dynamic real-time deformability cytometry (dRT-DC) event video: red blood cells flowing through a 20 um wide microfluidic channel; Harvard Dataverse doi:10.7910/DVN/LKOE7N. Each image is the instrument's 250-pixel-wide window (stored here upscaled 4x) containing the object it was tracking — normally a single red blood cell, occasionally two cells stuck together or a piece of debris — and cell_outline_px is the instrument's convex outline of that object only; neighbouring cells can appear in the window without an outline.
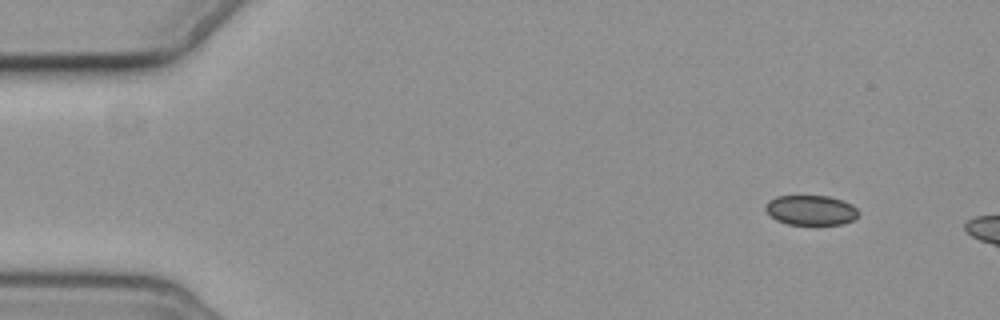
{"species": "common noctule bat (a hibernating species)", "species_latin": "Nyctalus noctula", "temperature_condition": "cold", "stored_images_in_passage": 4, "camera_frame_rate_fps": 3000, "um_per_image_px": 0.085, "animal": {"sex": "female", "body_mass_g": 19.3, "forearm_length_mm": 54.1}, "frame": {"image": 1, "passage_image": 1, "time_ms": 0.0, "image_size_px": [1000, 320], "cell_outline_px": [[860, 212], [852, 220], [840, 224], [788, 224], [776, 220], [764, 208], [768, 200], [776, 196], [828, 196], [852, 204]], "centroid_in_image_um": [68.91, 17.85], "position_along_channel_um": 16.1, "area_um2": 16.01}}